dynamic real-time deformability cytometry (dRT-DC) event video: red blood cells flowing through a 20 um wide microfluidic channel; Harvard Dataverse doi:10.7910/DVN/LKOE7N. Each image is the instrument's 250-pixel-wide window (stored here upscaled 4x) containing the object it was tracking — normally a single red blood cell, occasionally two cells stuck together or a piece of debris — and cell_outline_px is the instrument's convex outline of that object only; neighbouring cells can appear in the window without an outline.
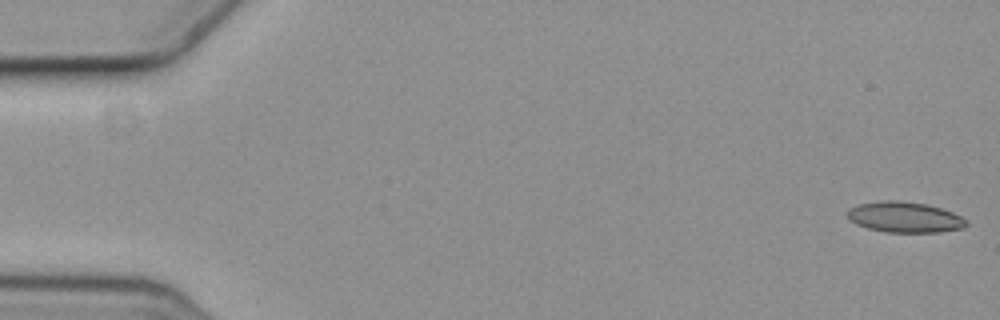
{"species": "common noctule bat (a hibernating species)", "species_latin": "Nyctalus noctula", "temperature_condition": "cold", "stored_images_in_passage": 6, "camera_frame_rate_fps": 3000, "um_per_image_px": 0.085, "animal": {"sex": "female", "body_mass_g": 19.3, "forearm_length_mm": 54.1}, "frame": {"image": 1, "passage_image": 1, "time_ms": 0.0, "image_size_px": [1000, 320], "cell_outline_px": [[968, 224], [964, 228], [940, 232], [884, 232], [868, 228], [856, 224], [848, 220], [848, 208], [856, 204], [884, 200], [896, 200], [928, 204], [952, 212], [968, 220]], "centroid_in_image_um": [76.89, 18.46], "position_along_channel_um": 8.1, "area_um2": 21.44}}
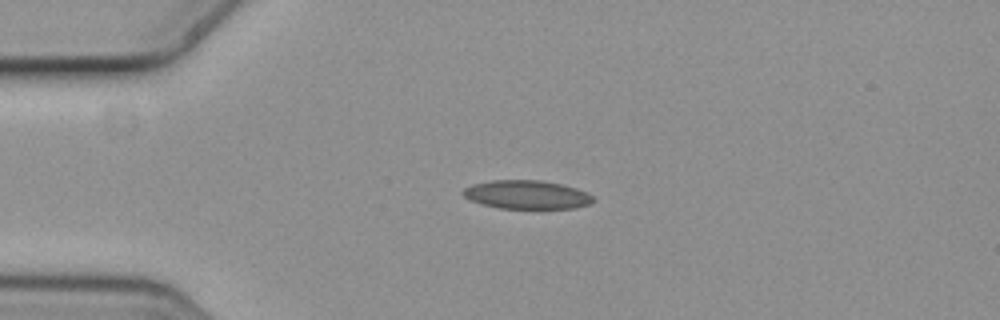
{"frame": {"image": 2, "passage_image": 4, "time_ms": 1.0, "image_size_px": [1000, 320], "cell_outline_px": [[596, 200], [588, 204], [576, 208], [500, 208], [480, 204], [468, 200], [460, 192], [464, 188], [472, 184], [492, 180], [540, 180], [560, 184], [576, 188], [592, 196]], "centroid_in_image_um": [44.72, 16.54], "position_along_channel_um": 40.3, "area_um2": 21.68}}
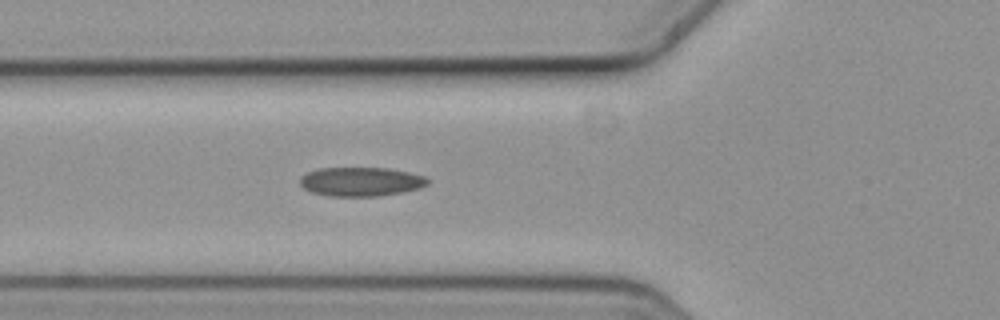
{"frame": {"image": 3, "passage_image": 6, "time_ms": 1.667, "image_size_px": [1000, 320], "cell_outline_px": [[428, 184], [420, 188], [404, 192], [376, 196], [328, 196], [312, 192], [304, 188], [300, 184], [300, 176], [308, 172], [320, 168], [388, 168], [408, 172], [424, 176], [428, 180]], "centroid_in_image_um": [30.67, 15.44], "position_along_channel_um": 95.1, "area_um2": 21.56}}